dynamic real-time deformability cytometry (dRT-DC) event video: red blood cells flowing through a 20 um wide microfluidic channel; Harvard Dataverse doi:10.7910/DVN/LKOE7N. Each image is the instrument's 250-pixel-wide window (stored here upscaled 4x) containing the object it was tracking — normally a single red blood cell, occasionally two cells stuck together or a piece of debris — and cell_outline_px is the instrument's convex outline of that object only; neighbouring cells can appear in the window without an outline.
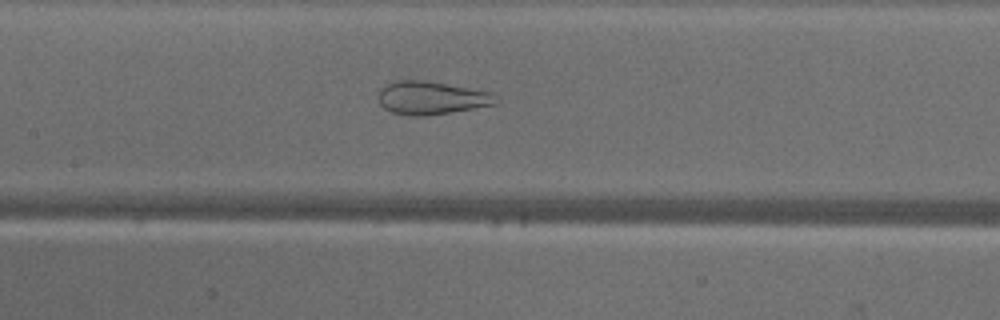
{"species": "common noctule bat (a hibernating species)", "species_latin": "Nyctalus noctula", "temperature_condition": "warm", "stored_images_in_passage": 47, "camera_frame_rate_fps": 3000, "um_per_image_px": 0.085, "animal": {"sex": "male", "body_mass_g": 18.8}, "frame": {"image": 1, "passage_image": 21, "time_ms": 6.667, "image_size_px": [1000, 320], "cell_outline_px": [[500, 100], [496, 104], [424, 116], [408, 116], [392, 112], [384, 108], [380, 104], [380, 88], [384, 84], [396, 80], [428, 80], [492, 92]], "centroid_in_image_um": [36.67, 8.3], "position_along_channel_um": 170.7, "area_um2": 22.77}}